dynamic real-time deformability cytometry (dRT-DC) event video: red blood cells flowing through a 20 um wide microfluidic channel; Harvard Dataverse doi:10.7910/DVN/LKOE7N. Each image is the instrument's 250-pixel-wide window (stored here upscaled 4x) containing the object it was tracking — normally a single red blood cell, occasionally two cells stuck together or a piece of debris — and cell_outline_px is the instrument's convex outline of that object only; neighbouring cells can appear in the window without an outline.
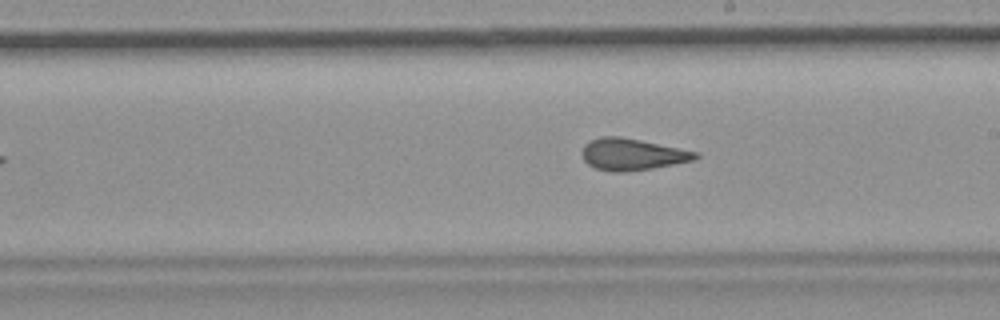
{"species": "common noctule bat (a hibernating species)", "species_latin": "Nyctalus noctula", "temperature_condition": "room temperature", "stored_images_in_passage": 28, "camera_frame_rate_fps": 3000, "um_per_image_px": 0.085, "animal": {"sex": "female", "body_mass_g": 19.9}, "frame": {"image": 1, "passage_image": 16, "time_ms": 5.0, "image_size_px": [1000, 320], "cell_outline_px": [[700, 156], [696, 160], [652, 168], [624, 172], [612, 172], [596, 168], [588, 164], [584, 160], [584, 144], [588, 140], [600, 136], [620, 136], [700, 152]], "centroid_in_image_um": [53.77, 13.11], "position_along_channel_um": 235.2, "area_um2": 20.98}}